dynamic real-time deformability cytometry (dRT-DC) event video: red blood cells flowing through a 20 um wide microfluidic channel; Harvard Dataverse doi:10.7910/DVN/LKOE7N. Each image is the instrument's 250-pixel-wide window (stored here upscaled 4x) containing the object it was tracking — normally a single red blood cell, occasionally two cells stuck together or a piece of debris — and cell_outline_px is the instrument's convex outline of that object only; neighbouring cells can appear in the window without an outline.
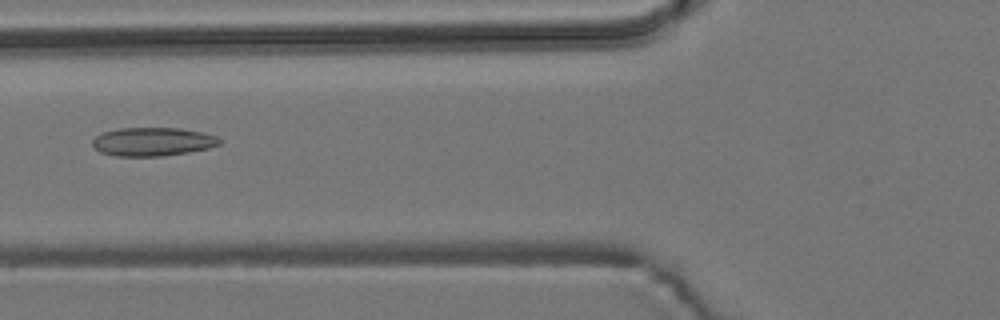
{"species": "common noctule bat (a hibernating species)", "species_latin": "Nyctalus noctula", "temperature_condition": "room temperature", "stored_images_in_passage": 6, "camera_frame_rate_fps": 3000, "um_per_image_px": 0.085, "animal": {"sex": "male", "body_mass_g": 19.2, "forearm_length_mm": 51.8}, "frame": {"image": 1, "passage_image": 6, "time_ms": 6.667, "image_size_px": [1000, 320], "cell_outline_px": [[220, 144], [208, 148], [188, 152], [164, 156], [116, 156], [100, 152], [92, 144], [92, 140], [96, 136], [104, 132], [120, 128], [180, 128], [200, 132], [216, 136], [220, 140]], "centroid_in_image_um": [12.96, 12.05], "position_along_channel_um": 112.8, "area_um2": 20.98}}